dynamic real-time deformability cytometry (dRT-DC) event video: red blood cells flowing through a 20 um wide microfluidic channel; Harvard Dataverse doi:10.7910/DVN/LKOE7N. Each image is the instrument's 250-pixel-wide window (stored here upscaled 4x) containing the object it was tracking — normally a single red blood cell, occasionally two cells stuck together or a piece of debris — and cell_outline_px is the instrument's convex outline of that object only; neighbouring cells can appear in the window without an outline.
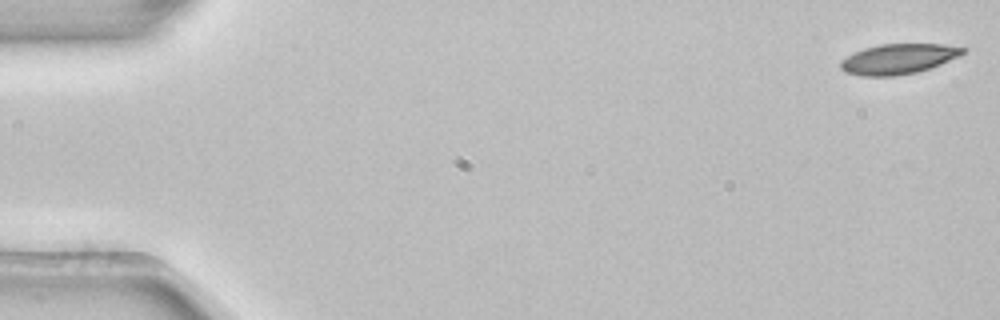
{"species": "common noctule bat (a hibernating species)", "species_latin": "Nyctalus noctula", "temperature_condition": "room temperature", "stored_images_in_passage": 9, "camera_frame_rate_fps": 3000, "um_per_image_px": 0.085, "animal": {"sex": "female", "body_mass_g": 22.7, "forearm_length_mm": 54.2}, "frame": {"image": 1, "passage_image": 1, "time_ms": 0.0, "image_size_px": [1000, 320], "cell_outline_px": [[964, 52], [960, 56], [940, 64], [916, 72], [896, 76], [860, 76], [844, 72], [840, 68], [840, 60], [864, 48], [880, 44], [944, 44], [964, 48]], "centroid_in_image_um": [76.32, 5.01], "position_along_channel_um": 8.7, "area_um2": 21.39}}